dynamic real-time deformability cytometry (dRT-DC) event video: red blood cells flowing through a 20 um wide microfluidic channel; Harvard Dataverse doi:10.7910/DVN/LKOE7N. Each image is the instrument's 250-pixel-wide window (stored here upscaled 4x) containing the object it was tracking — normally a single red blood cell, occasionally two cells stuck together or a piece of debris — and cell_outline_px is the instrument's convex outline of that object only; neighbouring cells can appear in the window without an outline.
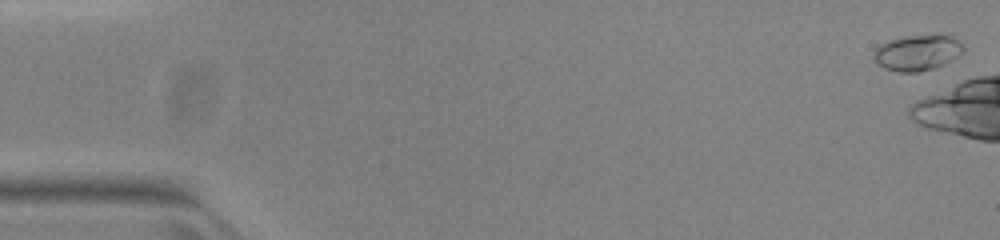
{"species": "common noctule bat (a hibernating species)", "species_latin": "Nyctalus noctula", "temperature_condition": "warm", "stored_images_in_passage": 12, "camera_frame_rate_fps": 3000, "um_per_image_px": 0.085, "animal": {"sex": "female", "body_mass_g": 23.0, "forearm_length_mm": 53.4}, "frame": {"image": 1, "passage_image": 1, "time_ms": 0.0, "image_size_px": [1000, 240], "cell_outline_px": [[964, 52], [952, 60], [944, 64], [932, 68], [916, 72], [896, 72], [884, 68], [872, 56], [872, 52], [880, 44], [892, 40], [908, 36], [952, 36], [964, 44]], "centroid_in_image_um": [77.99, 4.49], "position_along_channel_um": 7.0, "area_um2": 18.38}}